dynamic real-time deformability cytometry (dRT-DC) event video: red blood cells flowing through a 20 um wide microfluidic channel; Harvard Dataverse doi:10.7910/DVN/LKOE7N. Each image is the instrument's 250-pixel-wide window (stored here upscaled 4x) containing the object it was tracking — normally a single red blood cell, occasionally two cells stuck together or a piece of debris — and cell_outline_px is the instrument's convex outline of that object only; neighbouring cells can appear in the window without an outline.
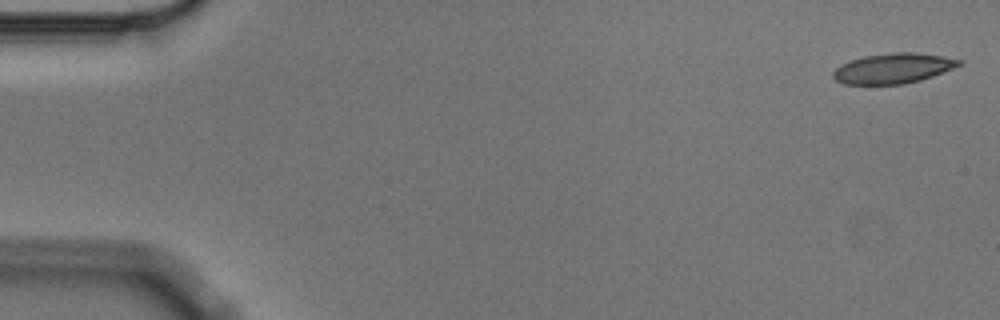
{"species": "Egyptian fruit bat (a non-hibernating species)", "species_latin": "Rousettus aegyptiacus", "temperature_condition": "cold", "stored_images_in_passage": 6, "camera_frame_rate_fps": 3000, "um_per_image_px": 0.085, "animal": {"sex": "male"}, "frame": {"image": 1, "passage_image": 1, "time_ms": 0.0, "image_size_px": [1000, 320], "cell_outline_px": [[964, 64], [932, 76], [920, 80], [904, 84], [844, 84], [836, 80], [832, 76], [832, 72], [840, 64], [864, 56], [892, 52], [912, 52], [940, 56], [964, 60]], "centroid_in_image_um": [75.92, 5.81], "position_along_channel_um": 9.1, "area_um2": 22.08}}
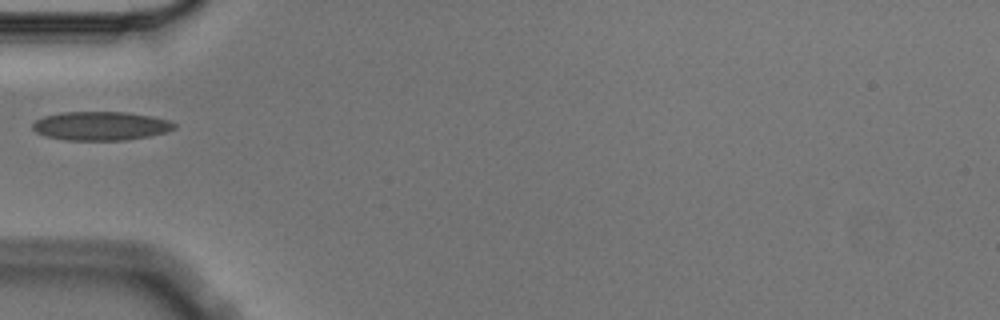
{"frame": {"image": 2, "passage_image": 5, "time_ms": 1.333, "image_size_px": [1000, 320], "cell_outline_px": [[176, 128], [168, 132], [148, 136], [124, 140], [64, 140], [44, 136], [36, 132], [32, 128], [32, 124], [36, 120], [44, 116], [60, 112], [128, 112], [152, 116], [168, 120], [176, 124]], "centroid_in_image_um": [8.56, 10.7], "position_along_channel_um": 76.4, "area_um2": 23.93}}
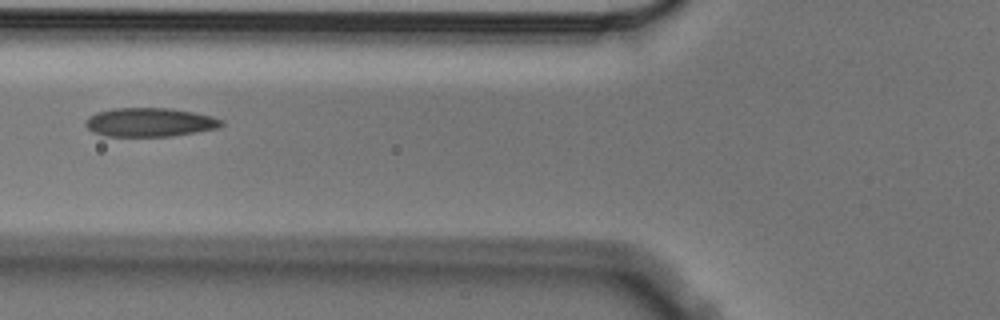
{"frame": {"image": 3, "passage_image": 6, "time_ms": 1.667, "image_size_px": [1000, 320], "cell_outline_px": [[224, 124], [220, 128], [172, 136], [104, 136], [92, 132], [84, 124], [88, 116], [96, 112], [112, 108], [168, 108], [192, 112], [212, 116], [224, 120]], "centroid_in_image_um": [12.72, 10.39], "position_along_channel_um": 113.1, "area_um2": 23.0}}